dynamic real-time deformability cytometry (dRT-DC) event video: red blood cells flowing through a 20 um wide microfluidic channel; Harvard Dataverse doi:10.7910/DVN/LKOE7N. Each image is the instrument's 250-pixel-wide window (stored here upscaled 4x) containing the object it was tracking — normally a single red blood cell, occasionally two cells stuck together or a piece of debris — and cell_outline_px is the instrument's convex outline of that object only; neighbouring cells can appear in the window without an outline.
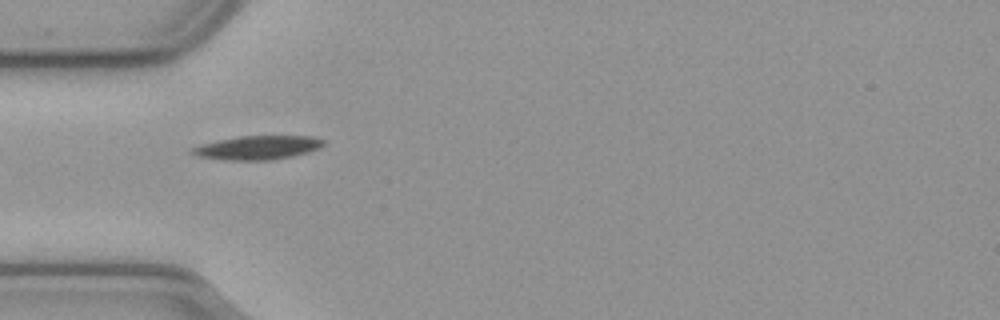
{"species": "common noctule bat (a hibernating species)", "species_latin": "Nyctalus noctula", "temperature_condition": "cold", "stored_images_in_passage": 4, "camera_frame_rate_fps": 3000, "um_per_image_px": 0.085, "animal": {"sex": "male", "body_mass_g": 23.1, "forearm_length_mm": 52.7}, "frame": {"image": 1, "passage_image": 1, "time_ms": 0.0, "image_size_px": [1000, 320], "cell_outline_px": [[324, 144], [320, 148], [308, 152], [292, 156], [268, 160], [224, 160], [196, 156], [188, 152], [188, 148], [200, 144], [216, 140], [240, 136], [312, 136], [324, 140]], "centroid_in_image_um": [21.82, 12.55], "position_along_channel_um": 63.2, "area_um2": 18.44}}